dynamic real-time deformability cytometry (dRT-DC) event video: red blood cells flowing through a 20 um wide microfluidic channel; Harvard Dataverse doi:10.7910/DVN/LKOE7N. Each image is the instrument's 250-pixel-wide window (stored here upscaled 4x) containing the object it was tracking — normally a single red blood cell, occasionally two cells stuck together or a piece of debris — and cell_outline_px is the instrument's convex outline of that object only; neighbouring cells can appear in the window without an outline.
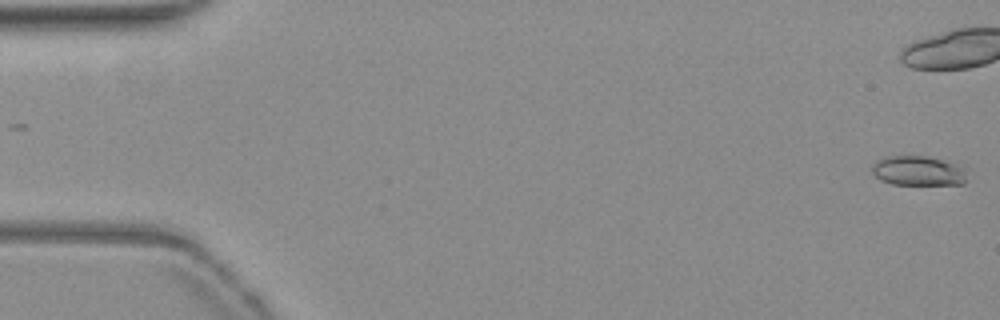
{"species": "common noctule bat (a hibernating species)", "species_latin": "Nyctalus noctula", "temperature_condition": "warm", "stored_images_in_passage": 55, "camera_frame_rate_fps": 3000, "um_per_image_px": 0.085, "animal": {"sex": "female", "body_mass_g": 19.3, "forearm_length_mm": 54.1}, "frame": {"image": 1, "passage_image": 1, "time_ms": 0.0, "image_size_px": [1000, 320], "cell_outline_px": [[964, 184], [892, 184], [880, 180], [872, 172], [872, 164], [876, 160], [888, 156], [928, 156], [944, 160], [960, 168], [964, 172]], "centroid_in_image_um": [77.95, 14.51], "position_along_channel_um": 7.1, "area_um2": 16.07}, "authors_computed_cell_mechanics": {"area_um2": 16.6464, "velocity_mm_per_s": 3.8264, "shape_relaxation_time_tau1_ms": 6.4466, "shape_relaxation_time_tau2_ms": null, "deformation_change_tau1": 0.154, "deformation_change_tau2": null}}